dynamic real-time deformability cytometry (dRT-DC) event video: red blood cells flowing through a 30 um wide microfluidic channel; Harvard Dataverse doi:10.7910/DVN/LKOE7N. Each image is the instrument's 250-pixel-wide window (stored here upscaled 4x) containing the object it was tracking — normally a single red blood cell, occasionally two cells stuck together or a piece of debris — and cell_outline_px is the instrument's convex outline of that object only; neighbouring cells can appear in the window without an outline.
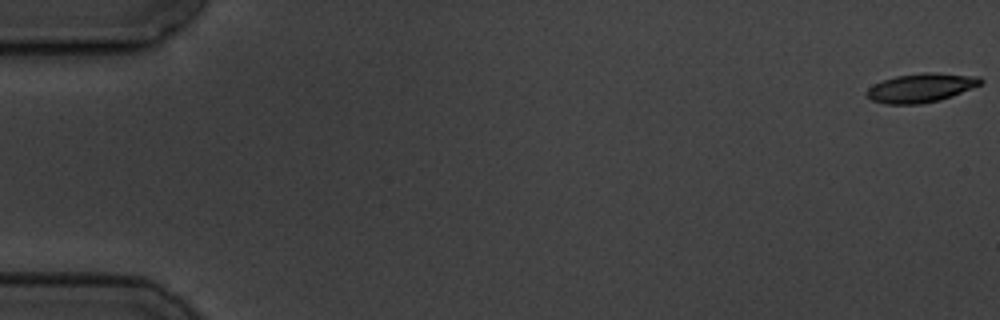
{"species": "common noctule bat (a hibernating species)", "species_latin": "Nyctalus noctula", "temperature_condition": "cold", "stored_images_in_passage": 7, "camera_frame_rate_fps": 3000, "um_per_image_px": 0.085, "animal": {"sex": "male", "body_mass_g": 19.5, "forearm_length_mm": 54.6}, "frame": {"image": 1, "passage_image": 1, "time_ms": 0.0, "image_size_px": [1000, 320], "cell_outline_px": [[984, 80], [980, 84], [952, 96], [940, 100], [920, 104], [884, 104], [872, 100], [864, 96], [864, 92], [868, 88], [884, 80], [896, 76], [924, 72], [932, 72], [980, 76]], "centroid_in_image_um": [78.26, 7.47], "position_along_channel_um": 6.7, "area_um2": 19.25}}
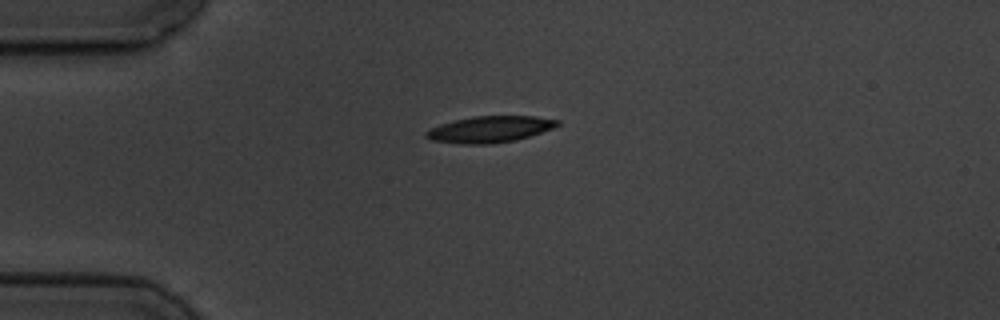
{"frame": {"image": 2, "passage_image": 5, "time_ms": 4.667, "image_size_px": [1000, 320], "cell_outline_px": [[560, 124], [552, 128], [516, 140], [488, 144], [460, 144], [432, 140], [424, 136], [424, 132], [440, 124], [472, 116], [536, 116], [560, 120]], "centroid_in_image_um": [41.62, 10.98], "position_along_channel_um": 43.4, "area_um2": 20.06}}
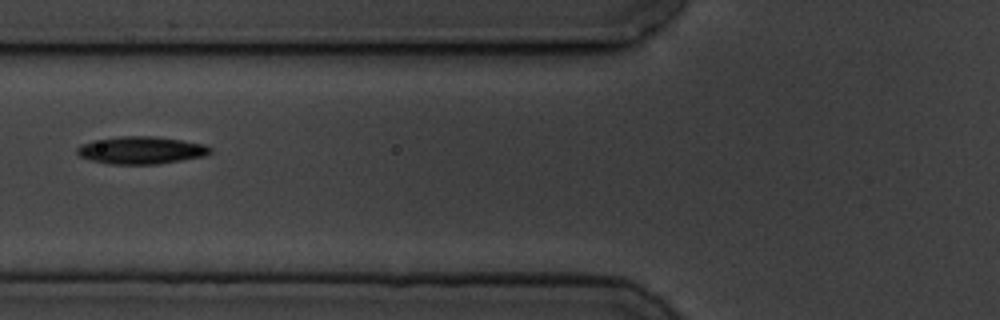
{"frame": {"image": 3, "passage_image": 7, "time_ms": 7.333, "image_size_px": [1000, 320], "cell_outline_px": [[212, 152], [204, 156], [156, 164], [108, 164], [92, 160], [80, 156], [76, 152], [76, 148], [80, 144], [92, 140], [120, 136], [152, 136], [180, 140], [204, 144], [212, 148]], "centroid_in_image_um": [11.96, 12.76], "position_along_channel_um": 113.8, "area_um2": 21.27}}